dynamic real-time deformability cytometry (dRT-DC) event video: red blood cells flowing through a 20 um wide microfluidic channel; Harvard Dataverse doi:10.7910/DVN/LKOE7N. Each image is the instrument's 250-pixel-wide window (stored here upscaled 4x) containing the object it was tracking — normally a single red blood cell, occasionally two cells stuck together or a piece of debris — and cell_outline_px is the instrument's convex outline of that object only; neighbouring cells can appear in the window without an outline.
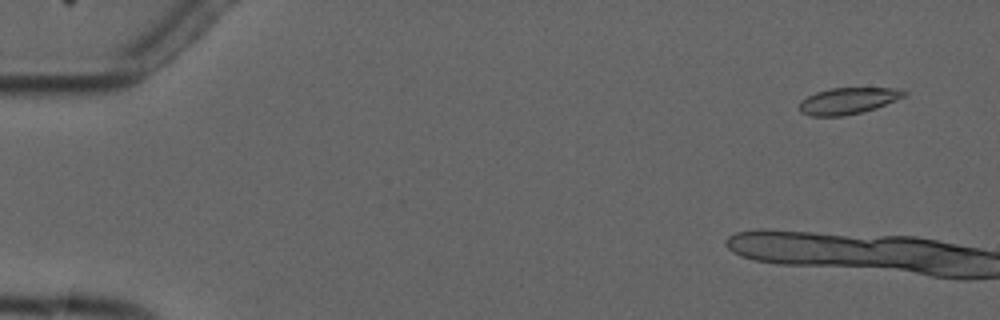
{"species": "common noctule bat (a hibernating species)", "species_latin": "Nyctalus noctula", "temperature_condition": "cold", "stored_images_in_passage": 5, "camera_frame_rate_fps": 3000, "um_per_image_px": 0.085, "animal": {"sex": "male", "forearm_length_mm": 52.5}, "frame": {"image": 1, "passage_image": 2, "time_ms": 1.0, "image_size_px": [1000, 320], "cell_outline_px": [[908, 92], [904, 96], [876, 108], [844, 116], [812, 116], [800, 112], [800, 100], [816, 92], [832, 88], [904, 88]], "centroid_in_image_um": [72.09, 8.56], "position_along_channel_um": 12.9, "area_um2": 16.07}}